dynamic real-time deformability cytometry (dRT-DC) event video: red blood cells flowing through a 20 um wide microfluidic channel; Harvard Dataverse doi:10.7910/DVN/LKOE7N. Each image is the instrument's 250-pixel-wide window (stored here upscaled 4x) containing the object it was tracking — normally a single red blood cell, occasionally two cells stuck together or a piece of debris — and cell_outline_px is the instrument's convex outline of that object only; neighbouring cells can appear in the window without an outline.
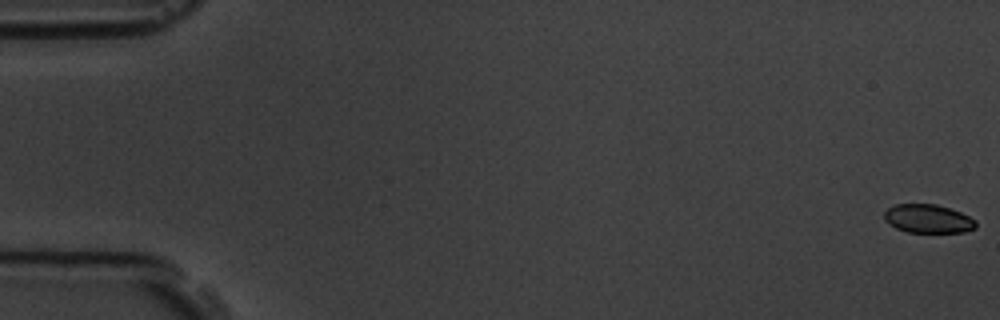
{"species": "common noctule bat (a hibernating species)", "species_latin": "Nyctalus noctula", "temperature_condition": "room temperature", "stored_images_in_passage": 6, "camera_frame_rate_fps": 3000, "um_per_image_px": 0.085, "animal": {"sex": "male", "body_mass_g": 19.5, "forearm_length_mm": 54.6}, "frame": {"image": 1, "passage_image": 1, "time_ms": 0.0, "image_size_px": [1000, 320], "cell_outline_px": [[976, 228], [964, 232], [908, 232], [896, 228], [888, 224], [884, 220], [884, 212], [888, 208], [896, 204], [936, 204], [960, 212], [976, 220]], "centroid_in_image_um": [78.87, 18.59], "position_along_channel_um": 6.1, "area_um2": 15.26}}
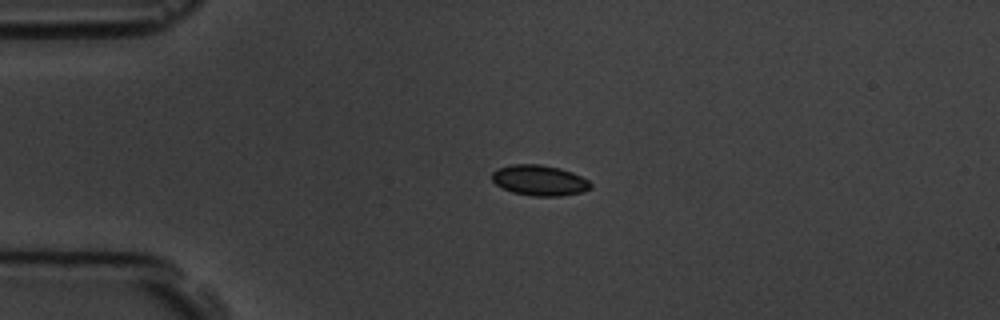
{"frame": {"image": 2, "passage_image": 4, "time_ms": 4.333, "image_size_px": [1000, 320], "cell_outline_px": [[592, 188], [584, 192], [560, 196], [532, 196], [512, 192], [496, 184], [492, 180], [492, 172], [496, 168], [512, 164], [540, 164], [560, 168], [572, 172], [588, 180], [592, 184]], "centroid_in_image_um": [45.87, 15.33], "position_along_channel_um": 39.1, "area_um2": 17.69}}
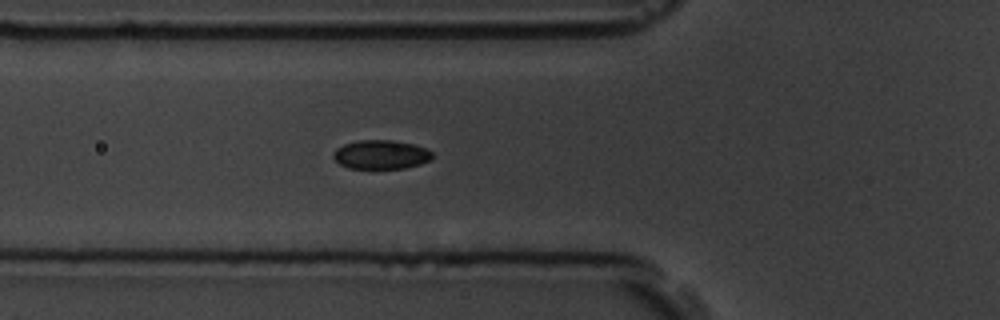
{"frame": {"image": 3, "passage_image": 6, "time_ms": 6.667, "image_size_px": [1000, 320], "cell_outline_px": [[432, 160], [420, 164], [404, 168], [348, 168], [340, 164], [332, 156], [332, 152], [336, 148], [344, 144], [356, 140], [392, 140], [412, 144], [424, 148], [432, 152]], "centroid_in_image_um": [32.35, 13.13], "position_along_channel_um": 93.4, "area_um2": 16.7}}